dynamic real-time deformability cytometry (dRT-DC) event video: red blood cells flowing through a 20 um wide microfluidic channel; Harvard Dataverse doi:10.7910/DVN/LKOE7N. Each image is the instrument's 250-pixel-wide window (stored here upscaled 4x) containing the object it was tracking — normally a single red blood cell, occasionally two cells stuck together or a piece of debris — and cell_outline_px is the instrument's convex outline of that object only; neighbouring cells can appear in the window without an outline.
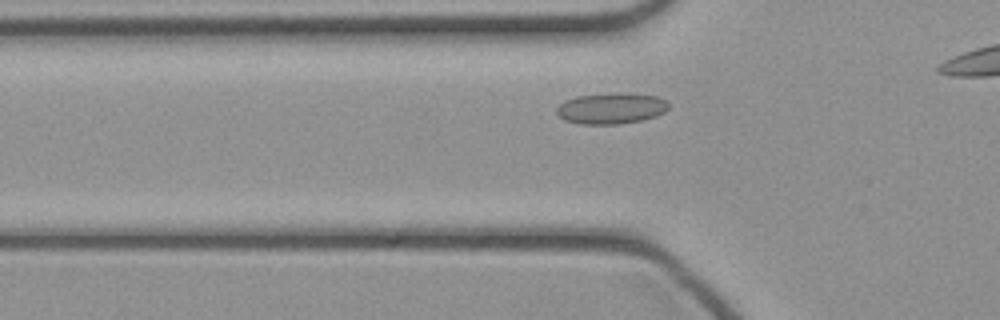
{"species": "common noctule bat (a hibernating species)", "species_latin": "Nyctalus noctula", "temperature_condition": "cold", "stored_images_in_passage": 19, "camera_frame_rate_fps": 3000, "um_per_image_px": 0.085, "animal": {"sex": "female", "body_mass_g": 21.9}, "frame": {"image": 1, "passage_image": 8, "time_ms": 2.333, "image_size_px": [1000, 320], "cell_outline_px": [[668, 108], [664, 112], [656, 116], [644, 120], [620, 124], [580, 124], [564, 120], [556, 112], [556, 108], [564, 100], [576, 96], [656, 96], [668, 100]], "centroid_in_image_um": [51.93, 9.28], "position_along_channel_um": 73.9, "area_um2": 19.31}}
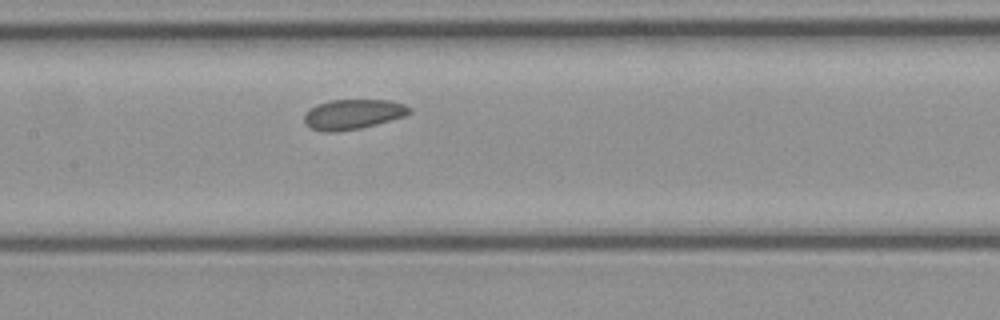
{"frame": {"image": 2, "passage_image": 15, "time_ms": 4.667, "image_size_px": [1000, 320], "cell_outline_px": [[412, 112], [404, 116], [376, 124], [360, 128], [336, 132], [324, 132], [312, 128], [304, 124], [304, 112], [316, 104], [328, 100], [388, 100], [404, 104], [412, 108]], "centroid_in_image_um": [29.97, 9.71], "position_along_channel_um": 177.4, "area_um2": 18.5}}
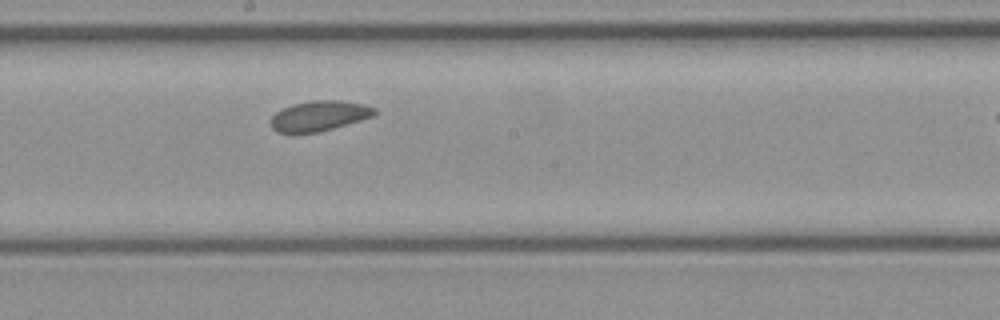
{"frame": {"image": 3, "passage_image": 18, "time_ms": 5.667, "image_size_px": [1000, 320], "cell_outline_px": [[376, 116], [332, 128], [316, 132], [276, 132], [272, 128], [272, 116], [280, 108], [292, 104], [312, 100], [340, 100], [360, 104], [376, 108]], "centroid_in_image_um": [27.14, 9.83], "position_along_channel_um": 221.1, "area_um2": 18.09}}